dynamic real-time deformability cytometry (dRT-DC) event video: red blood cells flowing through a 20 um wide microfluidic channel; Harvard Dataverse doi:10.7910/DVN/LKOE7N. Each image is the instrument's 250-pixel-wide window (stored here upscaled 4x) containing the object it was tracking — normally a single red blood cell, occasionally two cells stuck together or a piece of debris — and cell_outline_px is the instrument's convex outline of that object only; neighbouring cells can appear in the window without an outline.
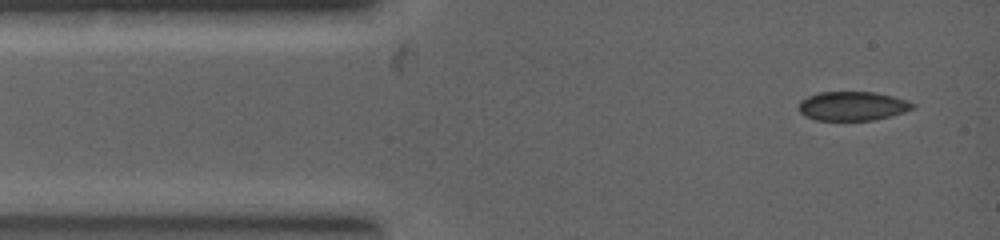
{"species": "common noctule bat (a hibernating species)", "species_latin": "Nyctalus noctula", "temperature_condition": "warm", "stored_images_in_passage": 6, "camera_frame_rate_fps": 5000, "um_per_image_px": 0.085, "animal": {"sex": "female", "body_mass_g": 19.0, "forearm_length_mm": 53.3}, "frame": {"image": 1, "passage_image": 1, "time_ms": 0.0, "image_size_px": [1000, 240], "cell_outline_px": [[916, 108], [904, 112], [872, 120], [816, 120], [804, 116], [800, 112], [800, 100], [808, 96], [820, 92], [876, 92], [892, 96], [916, 104]], "centroid_in_image_um": [72.46, 9.01], "position_along_channel_um": 12.5, "area_um2": 19.19}}
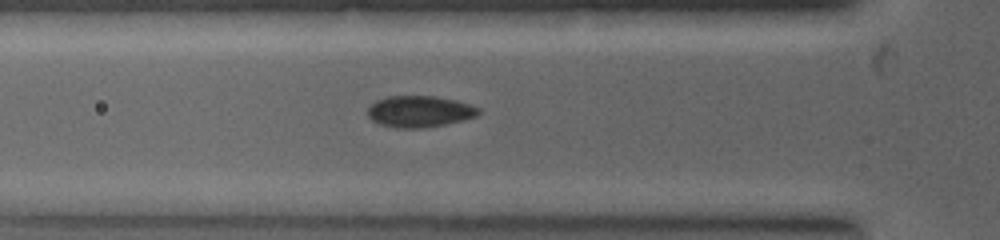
{"frame": {"image": 2, "passage_image": 6, "time_ms": 2.0, "image_size_px": [1000, 240], "cell_outline_px": [[480, 112], [476, 116], [464, 120], [448, 124], [424, 128], [392, 128], [380, 124], [372, 120], [368, 116], [368, 108], [376, 100], [388, 96], [432, 96], [456, 100], [480, 108]], "centroid_in_image_um": [35.66, 9.49], "position_along_channel_um": 90.1, "area_um2": 20.4}}